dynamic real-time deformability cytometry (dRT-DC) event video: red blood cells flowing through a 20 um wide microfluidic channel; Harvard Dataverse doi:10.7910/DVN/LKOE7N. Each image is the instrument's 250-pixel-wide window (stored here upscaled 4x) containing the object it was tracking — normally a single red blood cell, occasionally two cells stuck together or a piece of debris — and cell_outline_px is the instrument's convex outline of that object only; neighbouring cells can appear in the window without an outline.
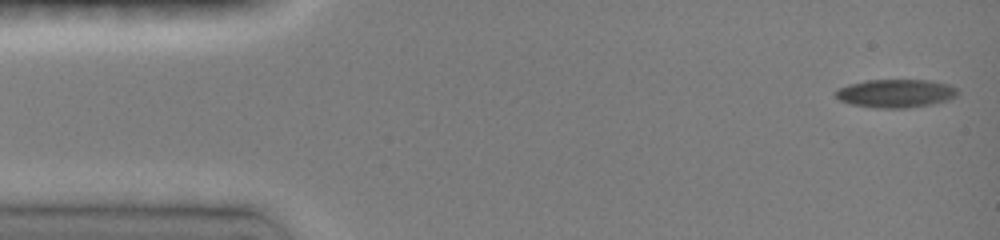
{"species": "common noctule bat (a hibernating species)", "species_latin": "Nyctalus noctula", "temperature_condition": "room temperature", "stored_images_in_passage": 12, "camera_frame_rate_fps": 3000, "um_per_image_px": 0.085, "animal": {"sex": "female", "body_mass_g": 19.0, "forearm_length_mm": 51.5}, "frame": {"image": 1, "passage_image": 1, "time_ms": 0.0, "image_size_px": [1000, 240], "cell_outline_px": [[960, 92], [956, 96], [948, 100], [932, 104], [908, 108], [876, 108], [852, 104], [840, 100], [836, 96], [836, 88], [848, 84], [864, 80], [932, 80], [948, 84], [956, 88]], "centroid_in_image_um": [76.15, 7.93], "position_along_channel_um": 8.9, "area_um2": 20.29}}
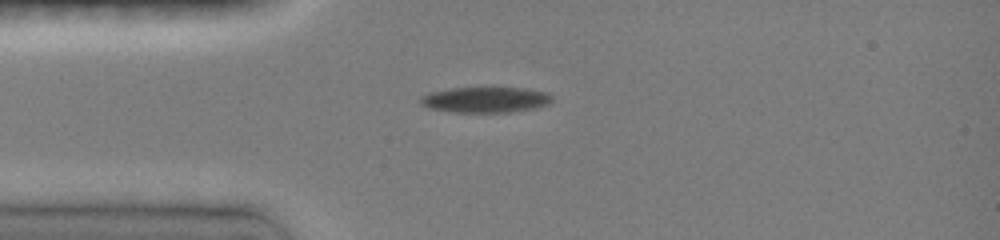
{"frame": {"image": 2, "passage_image": 7, "time_ms": 3.333, "image_size_px": [1000, 240], "cell_outline_px": [[552, 100], [548, 104], [536, 108], [508, 112], [456, 112], [428, 108], [420, 104], [420, 96], [432, 92], [452, 88], [524, 88], [548, 92], [552, 96]], "centroid_in_image_um": [41.28, 8.48], "position_along_channel_um": 43.7, "area_um2": 19.59}}
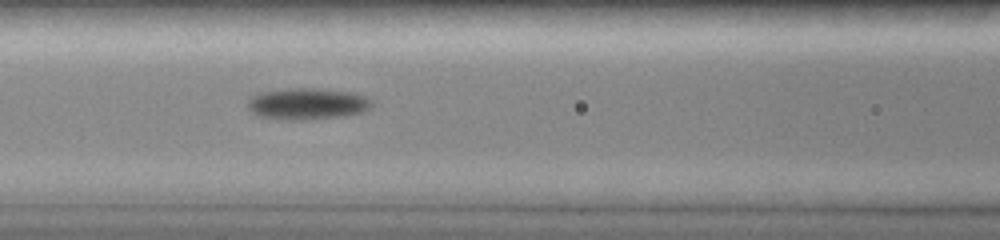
{"frame": {"image": 3, "passage_image": 12, "time_ms": 6.0, "image_size_px": [1000, 240], "cell_outline_px": [[372, 104], [364, 112], [344, 116], [300, 120], [284, 120], [256, 116], [248, 108], [248, 100], [252, 96], [260, 92], [292, 88], [312, 88], [356, 92], [372, 100]], "centroid_in_image_um": [26.12, 8.82], "position_along_channel_um": 140.5, "area_um2": 22.95}}